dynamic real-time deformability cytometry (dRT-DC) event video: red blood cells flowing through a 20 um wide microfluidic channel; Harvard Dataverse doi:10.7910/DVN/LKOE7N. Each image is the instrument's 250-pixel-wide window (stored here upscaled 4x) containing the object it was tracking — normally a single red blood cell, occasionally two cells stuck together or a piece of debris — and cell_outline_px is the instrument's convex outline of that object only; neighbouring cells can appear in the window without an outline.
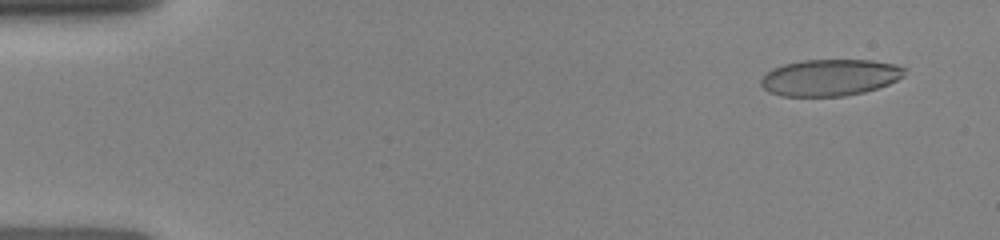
{"species": "human", "species_latin": "Homo sapiens", "temperature_condition": "room temperature", "stored_images_in_passage": 32, "camera_frame_rate_fps": 3000, "um_per_image_px": 0.085, "donor": {"sex": "female"}, "frame": {"image": 1, "passage_image": 4, "time_ms": 0.667, "image_size_px": [1000, 240], "cell_outline_px": [[908, 68], [904, 76], [888, 84], [864, 92], [844, 96], [780, 96], [768, 92], [760, 84], [760, 80], [772, 68], [784, 64], [800, 60], [872, 60], [896, 64]], "centroid_in_image_um": [70.56, 6.58], "position_along_channel_um": 14.4, "area_um2": 30.81}}
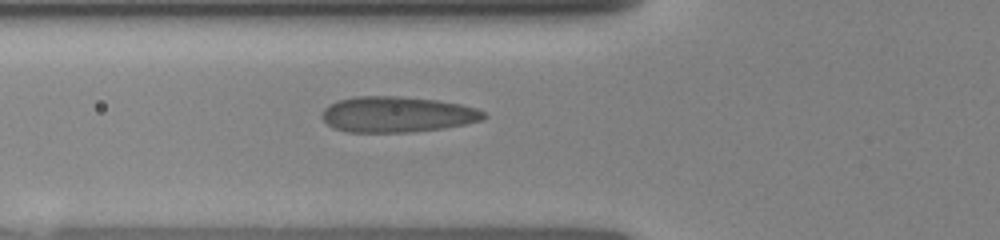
{"frame": {"image": 2, "passage_image": 24, "time_ms": 5.333, "image_size_px": [1000, 240], "cell_outline_px": [[488, 116], [484, 120], [444, 128], [416, 132], [348, 132], [332, 128], [320, 116], [320, 112], [328, 104], [336, 100], [356, 96], [396, 96], [436, 100], [460, 104], [476, 108], [484, 112]], "centroid_in_image_um": [33.73, 9.73], "position_along_channel_um": 92.1, "area_um2": 34.04}}
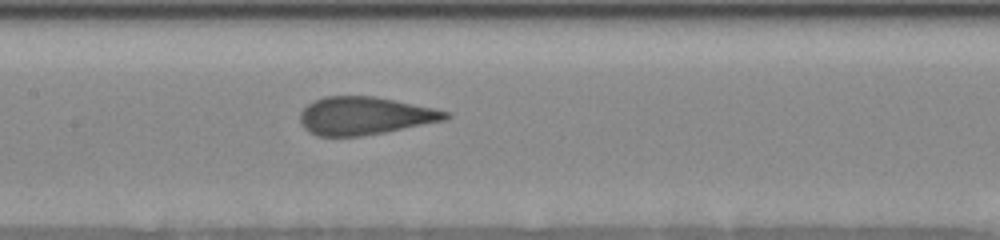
{"frame": {"image": 3, "passage_image": 32, "time_ms": 7.333, "image_size_px": [1000, 240], "cell_outline_px": [[452, 116], [448, 120], [384, 132], [360, 136], [316, 136], [308, 132], [300, 124], [300, 112], [312, 100], [324, 96], [372, 96], [396, 100], [436, 108], [448, 112]], "centroid_in_image_um": [31.01, 9.84], "position_along_channel_um": 176.4, "area_um2": 32.43}}